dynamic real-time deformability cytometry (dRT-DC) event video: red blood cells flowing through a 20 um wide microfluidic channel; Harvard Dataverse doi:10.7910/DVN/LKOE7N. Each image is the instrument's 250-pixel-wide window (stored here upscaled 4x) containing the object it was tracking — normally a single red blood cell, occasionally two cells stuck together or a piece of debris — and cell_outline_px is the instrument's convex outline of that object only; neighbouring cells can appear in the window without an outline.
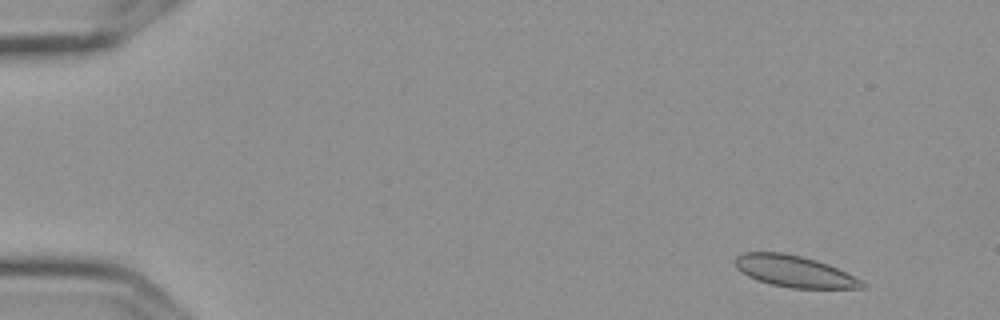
{"species": "Egyptian fruit bat (a non-hibernating species)", "species_latin": "Rousettus aegyptiacus", "temperature_condition": "cold", "stored_images_in_passage": 5, "camera_frame_rate_fps": 3000, "um_per_image_px": 0.085, "frame": {"image": 1, "passage_image": 2, "time_ms": 0.333, "image_size_px": [1000, 320], "cell_outline_px": [[868, 288], [792, 288], [772, 284], [756, 280], [748, 276], [736, 268], [732, 260], [736, 256], [744, 252], [784, 252], [816, 260], [828, 264], [868, 284]], "centroid_in_image_um": [67.48, 23.06], "position_along_channel_um": 17.5, "area_um2": 23.29}}